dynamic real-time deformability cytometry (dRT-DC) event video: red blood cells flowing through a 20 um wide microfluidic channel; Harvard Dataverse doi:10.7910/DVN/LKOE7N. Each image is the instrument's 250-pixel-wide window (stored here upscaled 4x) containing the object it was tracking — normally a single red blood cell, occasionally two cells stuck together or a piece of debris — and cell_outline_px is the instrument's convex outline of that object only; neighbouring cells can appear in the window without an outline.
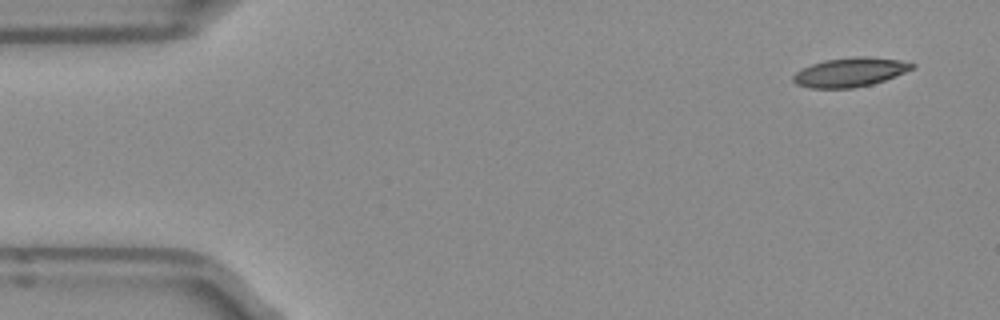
{"species": "Egyptian fruit bat (a non-hibernating species)", "species_latin": "Rousettus aegyptiacus", "temperature_condition": "room temperature", "stored_images_in_passage": 49, "camera_frame_rate_fps": 3000, "um_per_image_px": 0.085, "frame": {"image": 1, "passage_image": 1, "time_ms": 0.0, "image_size_px": [1000, 320], "cell_outline_px": [[916, 64], [912, 68], [904, 72], [884, 80], [872, 84], [852, 88], [812, 88], [796, 84], [792, 80], [792, 76], [796, 72], [812, 64], [824, 60], [856, 56], [868, 56], [900, 60]], "centroid_in_image_um": [72.23, 6.13], "position_along_channel_um": 12.8, "area_um2": 20.0}}
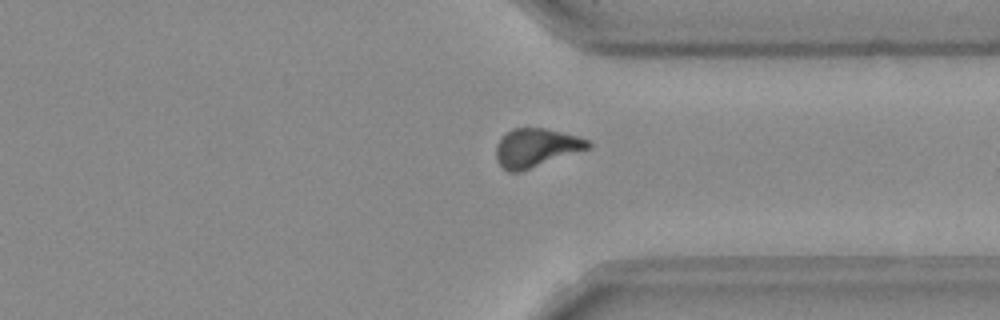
{"frame": {"image": 2, "passage_image": 36, "time_ms": 11.667, "image_size_px": [1000, 320], "cell_outline_px": [[592, 144], [588, 148], [520, 172], [508, 172], [500, 164], [496, 156], [496, 144], [512, 128], [544, 128], [576, 136], [588, 140]], "centroid_in_image_um": [45.54, 12.56], "position_along_channel_um": 365.9, "area_um2": 20.17}}
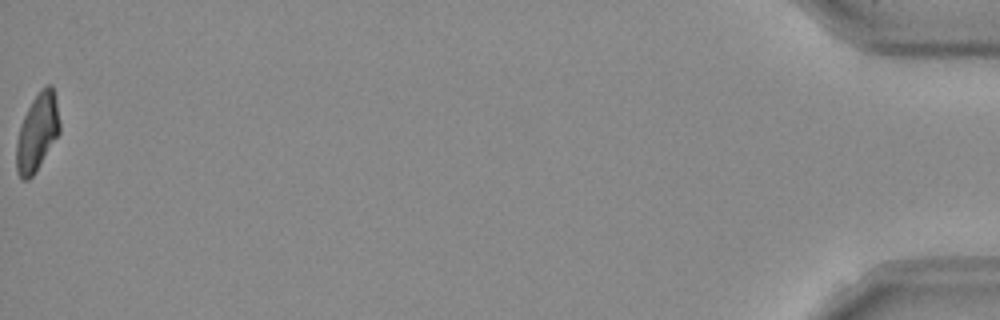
{"frame": {"image": 3, "passage_image": 49, "time_ms": 16.0, "image_size_px": [1000, 320], "cell_outline_px": [[60, 132], [36, 172], [28, 180], [24, 180], [16, 172], [16, 140], [20, 124], [32, 100], [40, 88], [44, 84], [52, 84], [56, 100], [60, 120]], "centroid_in_image_um": [3.16, 11.23], "position_along_channel_um": 432.0, "area_um2": 19.77}, "authors_computed_cell_mechanics": {"area_um2": 20.3456, "velocity_mm_per_s": 3.9507, "shape_relaxation_time_tau1_ms": null, "shape_relaxation_time_tau2_ms": 4.2407, "deformation_change_tau1": null, "deformation_change_tau2": 0.1102}}